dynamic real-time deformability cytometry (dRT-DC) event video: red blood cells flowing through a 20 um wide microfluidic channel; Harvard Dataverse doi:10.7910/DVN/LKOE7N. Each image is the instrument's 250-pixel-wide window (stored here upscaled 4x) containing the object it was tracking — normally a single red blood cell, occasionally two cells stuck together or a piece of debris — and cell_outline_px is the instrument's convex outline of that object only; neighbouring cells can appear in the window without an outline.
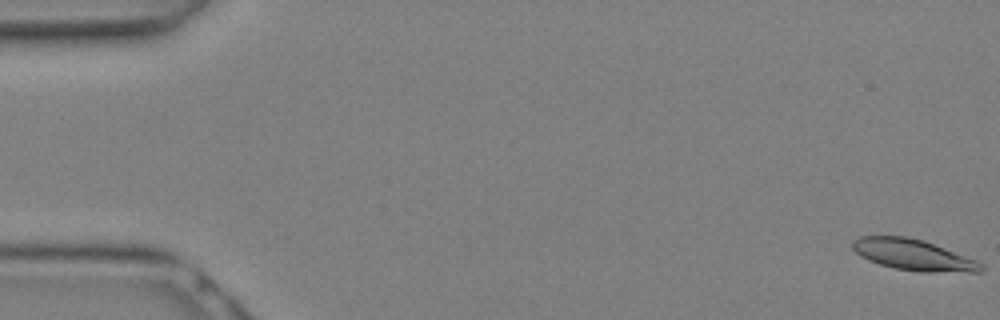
{"species": "Egyptian fruit bat (a non-hibernating species)", "species_latin": "Rousettus aegyptiacus", "temperature_condition": "warm", "stored_images_in_passage": 8, "camera_frame_rate_fps": 3000, "um_per_image_px": 0.085, "animal": {"sex": "female"}, "frame": {"image": 1, "passage_image": 1, "time_ms": 0.0, "image_size_px": [1000, 320], "cell_outline_px": [[984, 268], [980, 272], [920, 272], [896, 268], [880, 264], [868, 260], [860, 256], [852, 248], [852, 244], [860, 236], [904, 236], [920, 240], [932, 244], [976, 260], [984, 264]], "centroid_in_image_um": [77.63, 21.68], "position_along_channel_um": 7.4, "area_um2": 22.83}}